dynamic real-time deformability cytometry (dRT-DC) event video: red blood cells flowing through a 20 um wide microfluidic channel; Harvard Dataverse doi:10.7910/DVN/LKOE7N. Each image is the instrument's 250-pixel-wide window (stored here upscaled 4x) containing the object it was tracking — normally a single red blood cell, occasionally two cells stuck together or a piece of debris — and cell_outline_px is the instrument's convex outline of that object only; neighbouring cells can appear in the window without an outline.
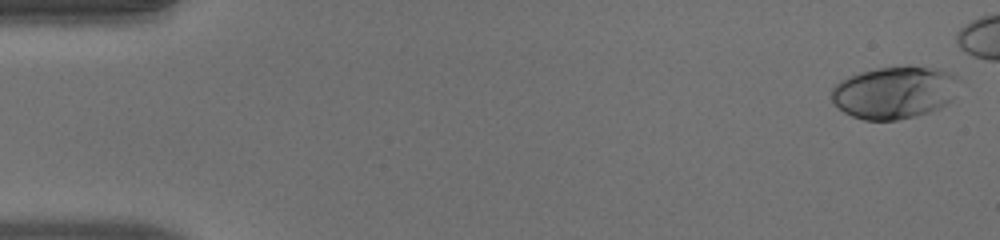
{"species": "human", "species_latin": "Homo sapiens", "temperature_condition": "warm", "stored_images_in_passage": 44, "camera_frame_rate_fps": 3000, "um_per_image_px": 0.085, "donor": {"sex": "male"}, "frame": {"image": 1, "passage_image": 1, "time_ms": 0.0, "image_size_px": [1000, 240], "cell_outline_px": [[956, 76], [948, 100], [944, 104], [928, 112], [896, 120], [864, 120], [852, 116], [844, 112], [832, 104], [832, 88], [840, 80], [848, 76], [860, 72], [880, 68], [928, 68], [948, 72]], "centroid_in_image_um": [75.86, 7.89], "position_along_channel_um": 9.1, "area_um2": 37.4}}
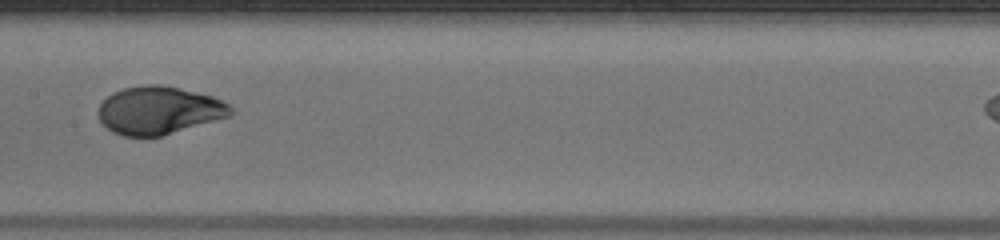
{"frame": {"image": 2, "passage_image": 26, "time_ms": 8.333, "image_size_px": [1000, 240], "cell_outline_px": [[236, 112], [228, 116], [160, 136], [124, 136], [112, 132], [100, 120], [96, 112], [100, 104], [112, 92], [124, 88], [144, 84], [160, 84], [212, 96], [228, 104]], "centroid_in_image_um": [13.47, 9.37], "position_along_channel_um": 193.9, "area_um2": 36.59}}
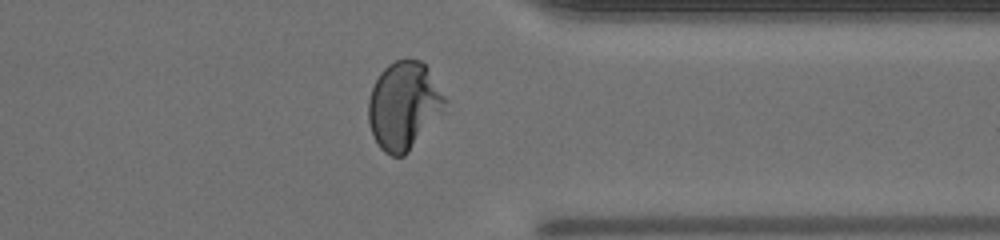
{"frame": {"image": 3, "passage_image": 40, "time_ms": 13.0, "image_size_px": [1000, 240], "cell_outline_px": [[448, 100], [408, 152], [404, 156], [392, 156], [384, 152], [380, 148], [372, 132], [368, 120], [368, 100], [372, 88], [380, 72], [388, 64], [396, 60], [420, 60], [428, 68]], "centroid_in_image_um": [34.28, 8.94], "position_along_channel_um": 377.1, "area_um2": 38.26}}